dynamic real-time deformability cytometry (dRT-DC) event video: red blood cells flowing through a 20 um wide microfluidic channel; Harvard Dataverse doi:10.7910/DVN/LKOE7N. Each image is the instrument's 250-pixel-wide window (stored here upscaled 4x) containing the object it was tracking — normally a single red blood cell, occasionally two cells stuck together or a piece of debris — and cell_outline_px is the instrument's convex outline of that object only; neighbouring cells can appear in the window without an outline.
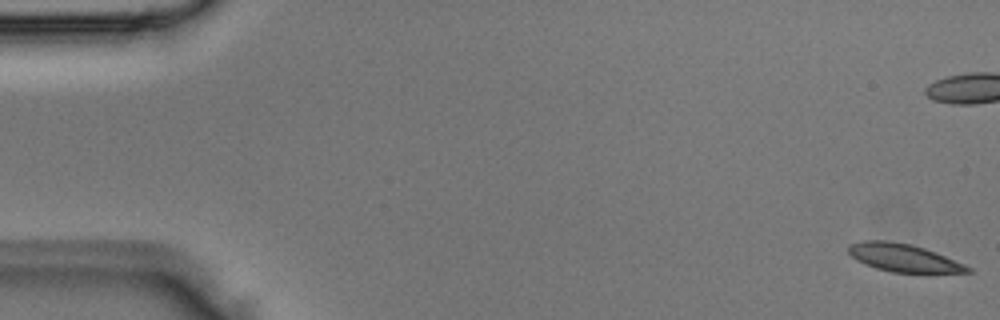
{"species": "Egyptian fruit bat (a non-hibernating species)", "species_latin": "Rousettus aegyptiacus", "temperature_condition": "room temperature", "stored_images_in_passage": 5, "camera_frame_rate_fps": 3000, "um_per_image_px": 0.085, "animal": {"sex": "male"}, "frame": {"image": 1, "passage_image": 1, "time_ms": 0.0, "image_size_px": [1000, 320], "cell_outline_px": [[972, 272], [892, 272], [876, 268], [864, 264], [856, 260], [848, 252], [848, 244], [864, 240], [888, 240], [912, 244], [936, 252], [964, 264], [972, 268]], "centroid_in_image_um": [76.76, 21.89], "position_along_channel_um": 8.2, "area_um2": 19.31}}